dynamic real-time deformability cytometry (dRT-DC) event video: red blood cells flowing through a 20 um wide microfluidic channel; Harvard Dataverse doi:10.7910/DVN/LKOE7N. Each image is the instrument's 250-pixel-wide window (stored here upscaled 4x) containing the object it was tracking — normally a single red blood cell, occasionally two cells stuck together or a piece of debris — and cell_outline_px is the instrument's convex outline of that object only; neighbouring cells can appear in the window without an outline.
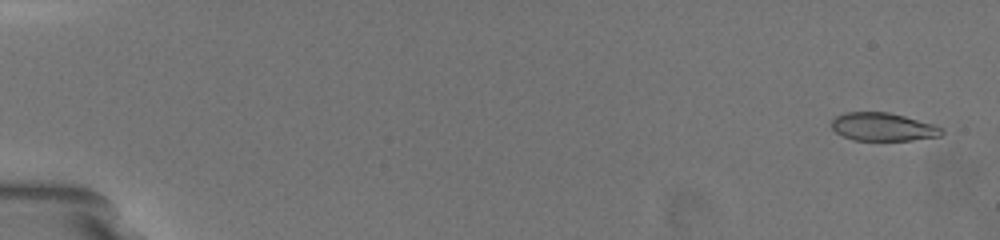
{"species": "common noctule bat (a hibernating species)", "species_latin": "Nyctalus noctula", "temperature_condition": "warm", "stored_images_in_passage": 49, "camera_frame_rate_fps": 3000, "um_per_image_px": 0.085, "animal": {"sex": "female", "body_mass_g": 19.5, "forearm_length_mm": 54.1}, "frame": {"image": 1, "passage_image": 3, "time_ms": 0.667, "image_size_px": [1000, 240], "cell_outline_px": [[944, 132], [940, 136], [912, 140], [852, 140], [836, 132], [832, 128], [832, 120], [836, 116], [844, 112], [888, 112], [904, 116], [932, 124], [944, 128]], "centroid_in_image_um": [75.05, 10.78], "position_along_channel_um": 9.9, "area_um2": 17.98}}
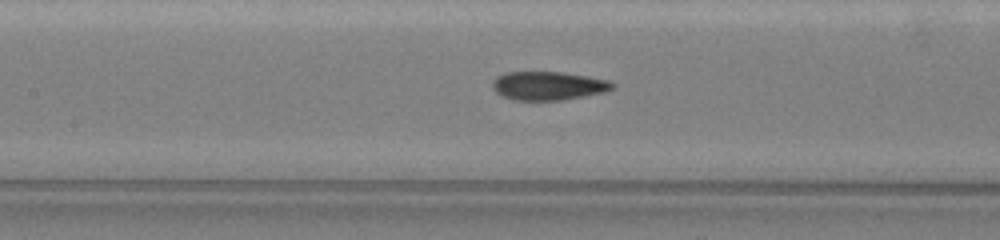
{"frame": {"image": 2, "passage_image": 24, "time_ms": 9.667, "image_size_px": [1000, 240], "cell_outline_px": [[616, 88], [604, 92], [564, 100], [512, 100], [500, 96], [492, 88], [492, 84], [500, 76], [508, 72], [560, 72], [608, 80], [616, 84]], "centroid_in_image_um": [46.62, 7.31], "position_along_channel_um": 160.8, "area_um2": 19.88}}
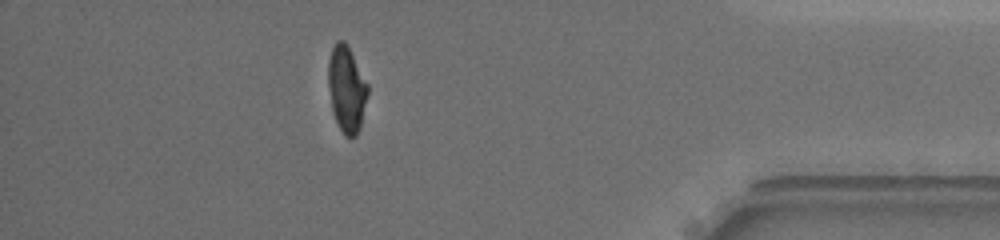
{"frame": {"image": 3, "passage_image": 44, "time_ms": 17.333, "image_size_px": [1000, 240], "cell_outline_px": [[368, 96], [360, 124], [356, 136], [344, 136], [336, 120], [332, 108], [328, 88], [328, 60], [332, 48], [336, 40], [344, 40], [368, 84]], "centroid_in_image_um": [29.45, 7.55], "position_along_channel_um": 405.8, "area_um2": 19.54}, "authors_computed_cell_mechanics": {"area_um2": 19.652, "velocity_mm_per_s": 3.6669, "shape_relaxation_time_tau1_ms": 9.0427, "shape_relaxation_time_tau2_ms": 0.7722, "deformation_change_tau1": 0.2667, "deformation_change_tau2": 0.0536}}